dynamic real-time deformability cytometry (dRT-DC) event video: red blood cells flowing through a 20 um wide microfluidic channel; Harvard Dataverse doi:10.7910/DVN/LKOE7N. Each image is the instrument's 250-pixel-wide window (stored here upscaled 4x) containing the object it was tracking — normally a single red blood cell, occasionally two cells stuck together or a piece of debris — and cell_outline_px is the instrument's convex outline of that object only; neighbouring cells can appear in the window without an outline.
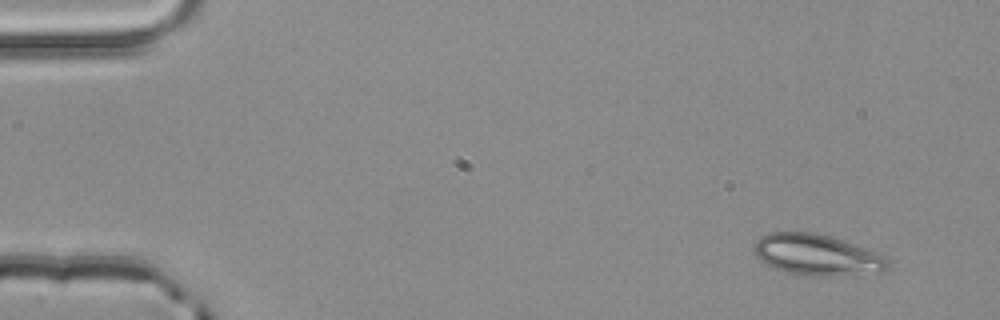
{"species": "common noctule bat (a hibernating species)", "species_latin": "Nyctalus noctula", "temperature_condition": "room temperature", "stored_images_in_passage": 3, "camera_frame_rate_fps": 3000, "um_per_image_px": 0.085, "animal": {"sex": "male", "body_mass_g": 20.4}, "frame": {"image": 1, "passage_image": 1, "time_ms": 0.0, "image_size_px": [1000, 320], "cell_outline_px": [[888, 268], [884, 272], [856, 276], [808, 276], [788, 272], [776, 268], [760, 260], [756, 256], [756, 240], [760, 236], [768, 232], [812, 232], [828, 236], [864, 248], [884, 256], [888, 260]], "centroid_in_image_um": [69.48, 21.69], "position_along_channel_um": 15.5, "area_um2": 31.91}}